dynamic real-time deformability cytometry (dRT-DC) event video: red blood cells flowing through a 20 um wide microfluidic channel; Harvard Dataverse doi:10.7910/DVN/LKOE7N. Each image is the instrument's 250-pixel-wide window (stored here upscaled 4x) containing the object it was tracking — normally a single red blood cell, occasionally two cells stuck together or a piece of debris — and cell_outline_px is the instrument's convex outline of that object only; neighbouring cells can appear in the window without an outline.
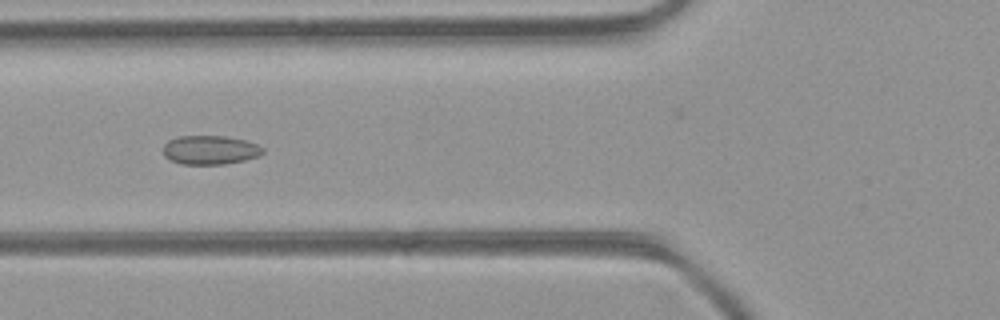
{"species": "common noctule bat (a hibernating species)", "species_latin": "Nyctalus noctula", "temperature_condition": "room temperature", "stored_images_in_passage": 38, "camera_frame_rate_fps": 3000, "um_per_image_px": 0.085, "animal": {"sex": "female", "body_mass_g": 21.9}, "frame": {"image": 1, "passage_image": 9, "time_ms": 2.667, "image_size_px": [1000, 320], "cell_outline_px": [[264, 152], [260, 156], [244, 160], [224, 164], [180, 164], [164, 156], [164, 144], [168, 140], [180, 136], [224, 136], [244, 140], [256, 144], [264, 148]], "centroid_in_image_um": [17.87, 12.75], "position_along_channel_um": 107.9, "area_um2": 16.76}}
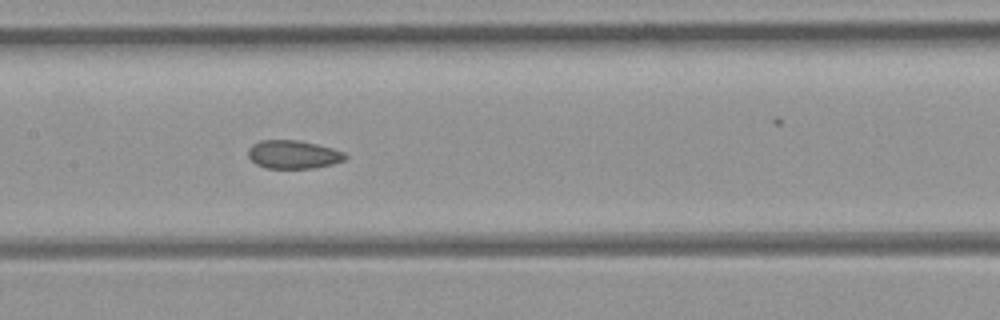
{"frame": {"image": 2, "passage_image": 14, "time_ms": 4.333, "image_size_px": [1000, 320], "cell_outline_px": [[348, 156], [344, 160], [332, 164], [312, 168], [264, 168], [256, 164], [248, 156], [248, 148], [252, 144], [260, 140], [296, 140], [316, 144], [332, 148], [344, 152]], "centroid_in_image_um": [24.91, 13.13], "position_along_channel_um": 182.5, "area_um2": 16.01}}
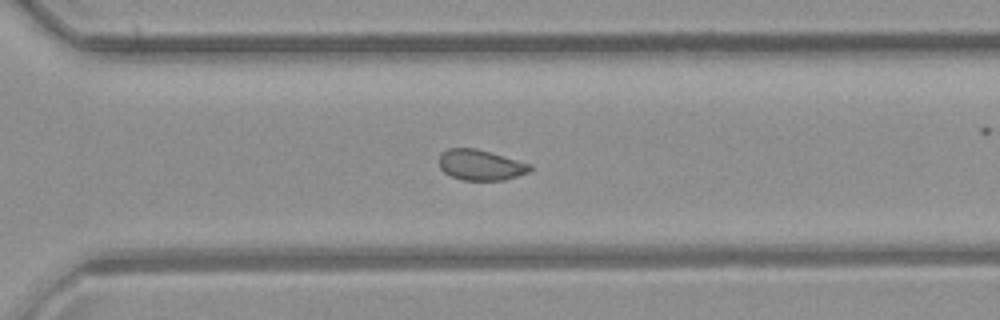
{"frame": {"image": 3, "passage_image": 24, "time_ms": 7.667, "image_size_px": [1000, 320], "cell_outline_px": [[532, 168], [528, 172], [504, 180], [464, 180], [452, 176], [444, 172], [440, 168], [440, 156], [448, 148], [476, 148], [532, 164]], "centroid_in_image_um": [40.87, 14.02], "position_along_channel_um": 329.7, "area_um2": 16.01}, "authors_computed_cell_mechanics": {"area_um2": 16.8776, "velocity_mm_per_s": 4.4445, "shape_relaxation_time_tau1_ms": null, "shape_relaxation_time_tau2_ms": 1.5199, "deformation_change_tau1": null, "deformation_change_tau2": 0.0446}}